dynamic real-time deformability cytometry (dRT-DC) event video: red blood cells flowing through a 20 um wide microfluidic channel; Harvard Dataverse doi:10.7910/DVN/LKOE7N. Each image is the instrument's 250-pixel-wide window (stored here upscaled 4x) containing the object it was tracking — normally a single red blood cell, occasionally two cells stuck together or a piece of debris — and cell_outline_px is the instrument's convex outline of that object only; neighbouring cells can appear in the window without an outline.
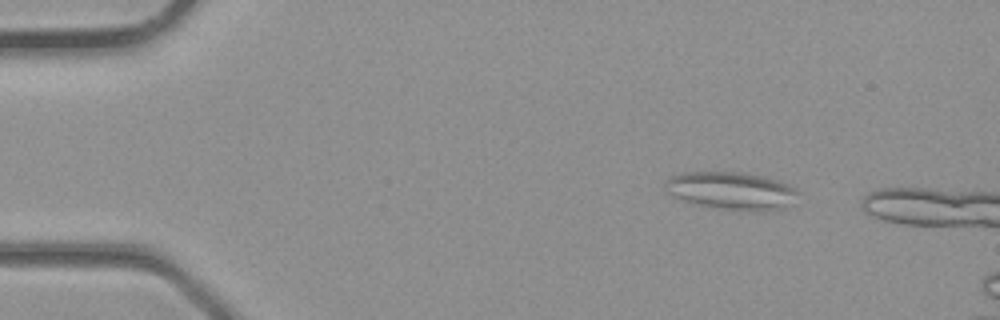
{"species": "common noctule bat (a hibernating species)", "species_latin": "Nyctalus noctula", "temperature_condition": "room temperature", "stored_images_in_passage": 2, "camera_frame_rate_fps": 3000, "um_per_image_px": 0.085, "animal": {"sex": "male", "body_mass_g": 23.1, "forearm_length_mm": 52.7}, "frame": {"image": 1, "passage_image": 1, "time_ms": 0.0, "image_size_px": [1000, 320], "cell_outline_px": [[804, 192], [784, 208], [764, 212], [732, 212], [712, 208], [696, 204], [684, 200], [668, 192], [664, 188], [664, 180], [672, 176], [684, 172], [740, 172], [768, 176], [788, 184]], "centroid_in_image_um": [62.25, 16.24], "position_along_channel_um": 22.8, "area_um2": 30.17}}